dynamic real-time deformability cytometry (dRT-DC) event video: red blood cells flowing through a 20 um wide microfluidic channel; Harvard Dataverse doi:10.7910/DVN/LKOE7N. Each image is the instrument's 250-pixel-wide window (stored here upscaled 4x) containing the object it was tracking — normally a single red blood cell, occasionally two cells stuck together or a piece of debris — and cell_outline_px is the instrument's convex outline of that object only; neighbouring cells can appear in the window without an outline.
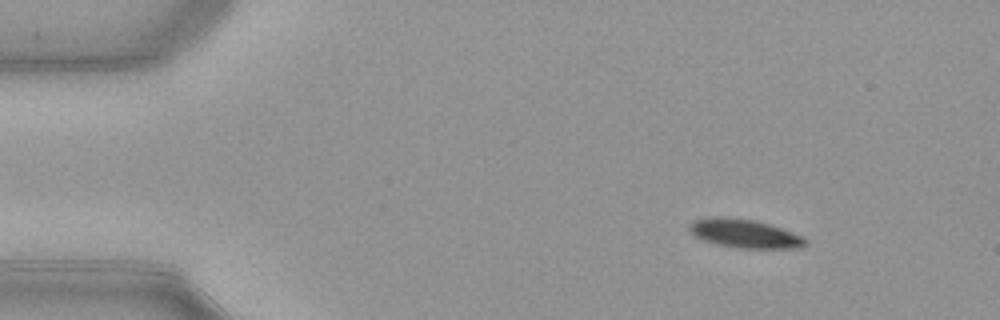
{"species": "common noctule bat (a hibernating species)", "species_latin": "Nyctalus noctula", "temperature_condition": "warm", "stored_images_in_passage": 49, "camera_frame_rate_fps": 3000, "um_per_image_px": 0.085, "animal": {"sex": "female", "body_mass_g": 21.9}, "frame": {"image": 1, "passage_image": 3, "time_ms": 0.667, "image_size_px": [1000, 320], "cell_outline_px": [[808, 244], [804, 248], [736, 248], [716, 244], [704, 240], [696, 236], [688, 228], [688, 224], [692, 220], [708, 216], [724, 216], [756, 220], [804, 236], [808, 240]], "centroid_in_image_um": [63.3, 19.84], "position_along_channel_um": 21.7, "area_um2": 19.71}}
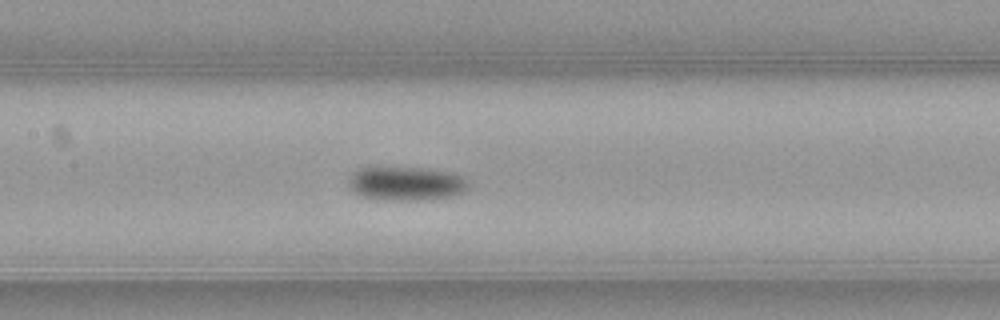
{"frame": {"image": 2, "passage_image": 21, "time_ms": 6.667, "image_size_px": [1000, 320], "cell_outline_px": [[468, 188], [452, 196], [424, 200], [392, 200], [360, 196], [348, 188], [348, 180], [360, 168], [424, 168], [452, 172], [468, 180]], "centroid_in_image_um": [34.53, 15.61], "position_along_channel_um": 172.9, "area_um2": 23.41}}
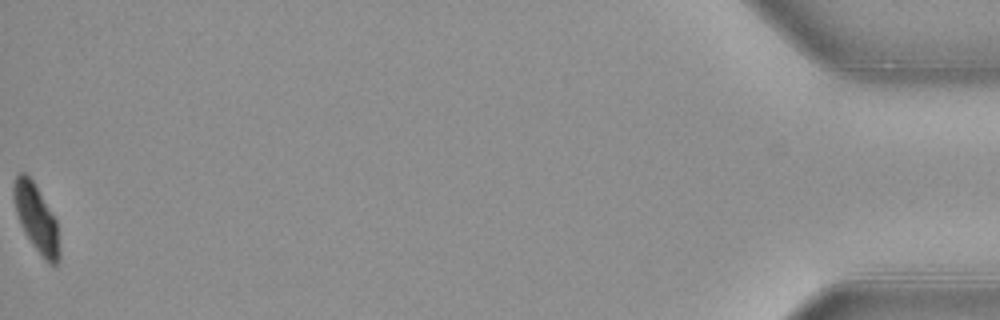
{"frame": {"image": 3, "passage_image": 49, "time_ms": 16.0, "image_size_px": [1000, 320], "cell_outline_px": [[60, 260], [56, 264], [48, 264], [44, 260], [32, 244], [24, 232], [20, 224], [16, 212], [12, 196], [12, 188], [16, 176], [20, 172], [24, 172], [32, 180], [56, 220], [60, 252]], "centroid_in_image_um": [3.07, 18.58], "position_along_channel_um": 432.1, "area_um2": 17.86}, "authors_computed_cell_mechanics": {"area_um2": 21.4438, "velocity_mm_per_s": 3.9155, "shape_relaxation_time_tau1_ms": 2.6795, "shape_relaxation_time_tau2_ms": null, "deformation_change_tau1": 0.1149, "deformation_change_tau2": null}}